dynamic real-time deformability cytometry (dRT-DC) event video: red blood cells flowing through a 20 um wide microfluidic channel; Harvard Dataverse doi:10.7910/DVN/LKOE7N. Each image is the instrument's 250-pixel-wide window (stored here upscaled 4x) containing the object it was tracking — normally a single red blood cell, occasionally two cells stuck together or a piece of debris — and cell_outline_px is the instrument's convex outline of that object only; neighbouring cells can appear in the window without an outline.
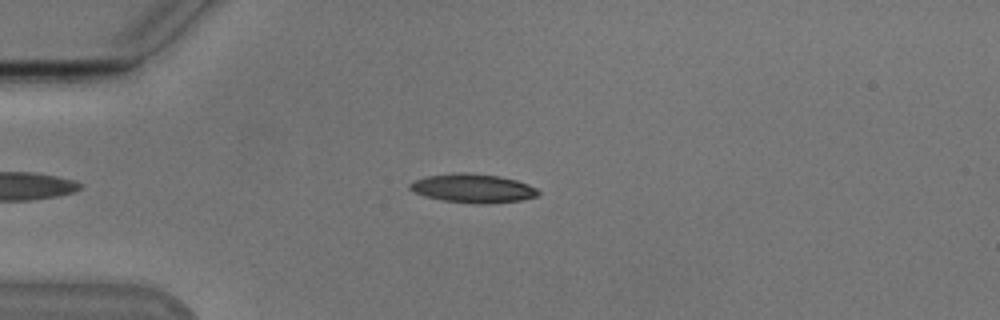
{"species": "Egyptian fruit bat (a non-hibernating species)", "species_latin": "Rousettus aegyptiacus", "temperature_condition": "cold", "stored_images_in_passage": 41, "camera_frame_rate_fps": 3000, "um_per_image_px": 0.085, "animal": {"sex": "male"}, "frame": {"image": 1, "passage_image": 5, "time_ms": 1.333, "image_size_px": [1000, 320], "cell_outline_px": [[540, 192], [536, 196], [520, 200], [488, 204], [476, 204], [444, 200], [424, 196], [412, 192], [408, 188], [408, 184], [424, 176], [452, 172], [464, 172], [500, 176], [516, 180], [528, 184], [536, 188]], "centroid_in_image_um": [40.15, 15.99], "position_along_channel_um": 44.9, "area_um2": 21.73}}
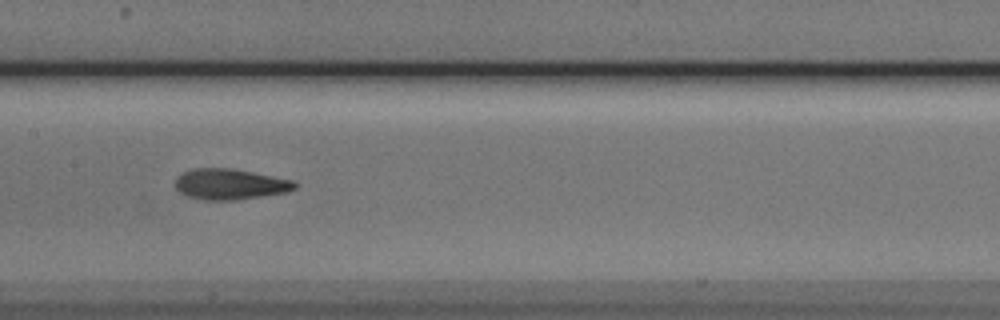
{"frame": {"image": 2, "passage_image": 18, "time_ms": 5.667, "image_size_px": [1000, 320], "cell_outline_px": [[296, 188], [288, 192], [264, 196], [236, 200], [204, 200], [188, 196], [180, 192], [176, 188], [176, 176], [192, 168], [228, 168], [252, 172], [292, 180], [296, 184]], "centroid_in_image_um": [19.54, 15.66], "position_along_channel_um": 187.9, "area_um2": 21.33}}
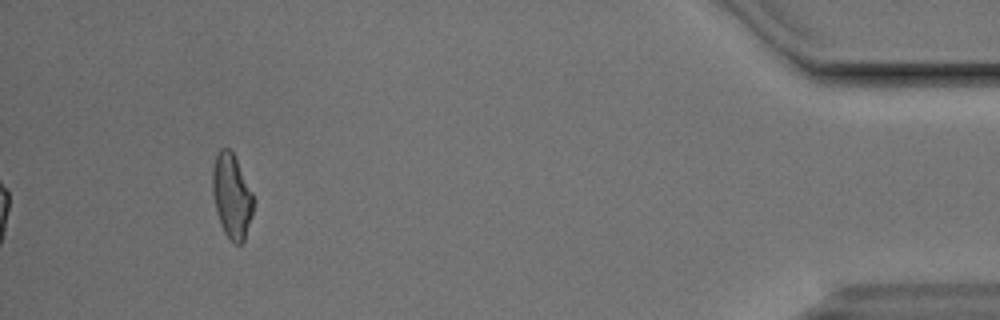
{"frame": {"image": 3, "passage_image": 41, "time_ms": 13.333, "image_size_px": [1000, 320], "cell_outline_px": [[252, 216], [244, 240], [240, 244], [236, 244], [228, 240], [224, 232], [216, 212], [212, 192], [212, 168], [216, 156], [220, 148], [228, 148], [232, 152], [252, 192]], "centroid_in_image_um": [19.67, 16.69], "position_along_channel_um": 415.5, "area_um2": 19.88}, "authors_computed_cell_mechanics": {"area_um2": 20.9814, "velocity_mm_per_s": 3.8238, "shape_relaxation_time_tau1_ms": 4.7574, "shape_relaxation_time_tau2_ms": 2.8423, "deformation_change_tau1": 0.1414, "deformation_change_tau2": 0.1081}}